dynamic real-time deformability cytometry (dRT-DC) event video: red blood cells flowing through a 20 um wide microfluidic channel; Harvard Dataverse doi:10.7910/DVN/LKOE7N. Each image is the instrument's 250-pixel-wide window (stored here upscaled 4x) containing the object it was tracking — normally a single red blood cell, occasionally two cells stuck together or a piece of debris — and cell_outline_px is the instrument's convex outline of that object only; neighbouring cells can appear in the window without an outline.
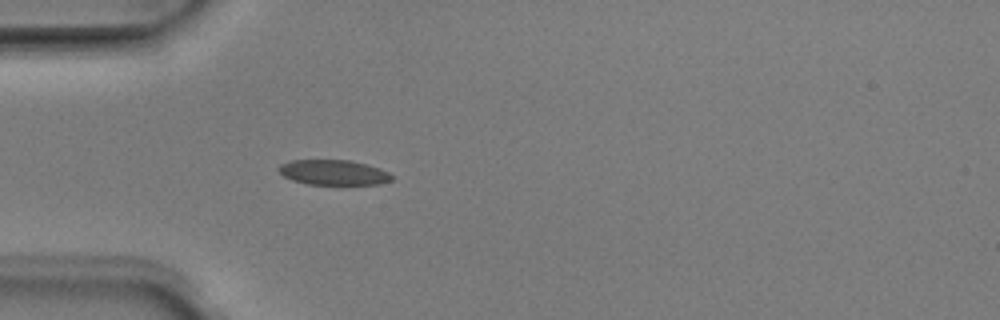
{"species": "Egyptian fruit bat (a non-hibernating species)", "species_latin": "Rousettus aegyptiacus", "temperature_condition": "room temperature", "stored_images_in_passage": 37, "camera_frame_rate_fps": 3000, "um_per_image_px": 0.085, "animal": {"sex": "male"}, "frame": {"image": 1, "passage_image": 1, "time_ms": 0.0, "image_size_px": [1000, 320], "cell_outline_px": [[392, 180], [380, 184], [308, 184], [292, 180], [284, 176], [276, 168], [280, 164], [292, 160], [352, 160], [380, 168], [388, 172], [392, 176]], "centroid_in_image_um": [28.34, 14.65], "position_along_channel_um": 56.7, "area_um2": 16.53}}
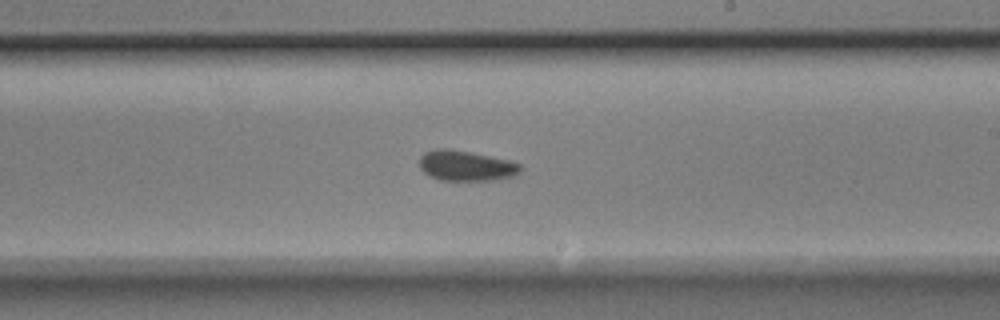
{"frame": {"image": 2, "passage_image": 16, "time_ms": 5.0, "image_size_px": [1000, 320], "cell_outline_px": [[520, 172], [512, 176], [496, 180], [440, 180], [424, 172], [420, 168], [420, 156], [424, 152], [436, 148], [444, 148], [468, 152], [508, 160], [520, 164]], "centroid_in_image_um": [39.58, 14.09], "position_along_channel_um": 249.4, "area_um2": 17.57}}
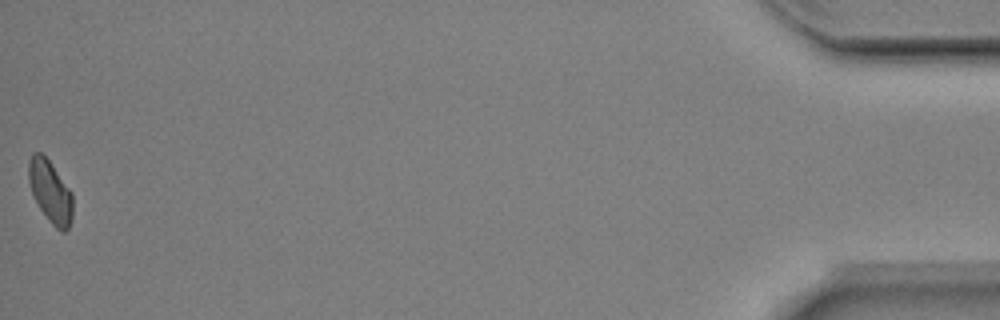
{"frame": {"image": 3, "passage_image": 37, "time_ms": 12.0, "image_size_px": [1000, 320], "cell_outline_px": [[72, 220], [68, 228], [64, 232], [60, 232], [52, 224], [40, 208], [32, 196], [28, 180], [28, 160], [32, 152], [40, 152], [48, 160], [72, 192]], "centroid_in_image_um": [4.26, 16.29], "position_along_channel_um": 430.9, "area_um2": 16.01}, "authors_computed_cell_mechanics": {"area_um2": 17.051, "velocity_mm_per_s": 3.9765, "shape_relaxation_time_tau1_ms": 2.4904, "shape_relaxation_time_tau2_ms": 1.3044, "deformation_change_tau1": 0.0787, "deformation_change_tau2": 0.0672}}